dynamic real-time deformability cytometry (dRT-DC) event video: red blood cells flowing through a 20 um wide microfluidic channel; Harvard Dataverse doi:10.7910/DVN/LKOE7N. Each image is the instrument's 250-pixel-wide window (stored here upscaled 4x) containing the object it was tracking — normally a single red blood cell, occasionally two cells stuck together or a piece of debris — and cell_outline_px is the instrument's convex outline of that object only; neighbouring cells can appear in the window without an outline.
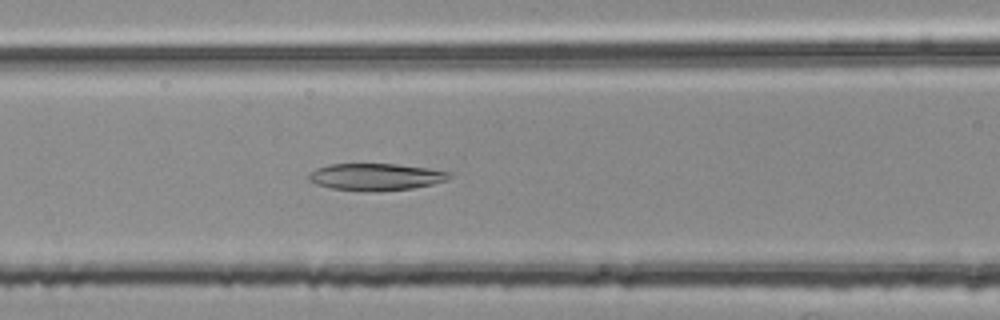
{"species": "common noctule bat (a hibernating species)", "species_latin": "Nyctalus noctula", "temperature_condition": "room temperature", "stored_images_in_passage": 51, "camera_frame_rate_fps": 3000, "um_per_image_px": 0.085, "animal": {"sex": "female", "body_mass_g": 25.1}, "frame": {"image": 1, "passage_image": 21, "time_ms": 6.667, "image_size_px": [1000, 320], "cell_outline_px": [[456, 172], [448, 180], [432, 184], [412, 188], [380, 192], [372, 192], [332, 188], [316, 184], [308, 180], [308, 176], [316, 168], [332, 164], [396, 164], [428, 168]], "centroid_in_image_um": [32.02, 15.04], "position_along_channel_um": 134.6, "area_um2": 22.31}}
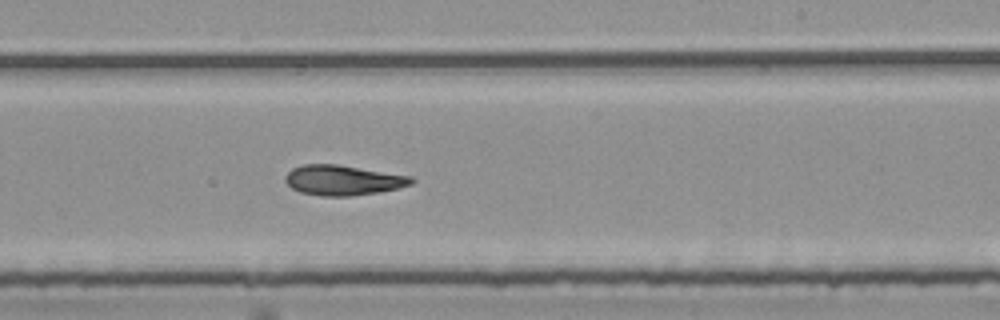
{"frame": {"image": 2, "passage_image": 31, "time_ms": 10.0, "image_size_px": [1000, 320], "cell_outline_px": [[416, 180], [412, 184], [400, 188], [380, 192], [352, 196], [320, 196], [300, 192], [292, 188], [284, 180], [284, 176], [292, 168], [304, 164], [336, 164], [412, 176]], "centroid_in_image_um": [29.17, 15.32], "position_along_channel_um": 259.8, "area_um2": 22.31}}
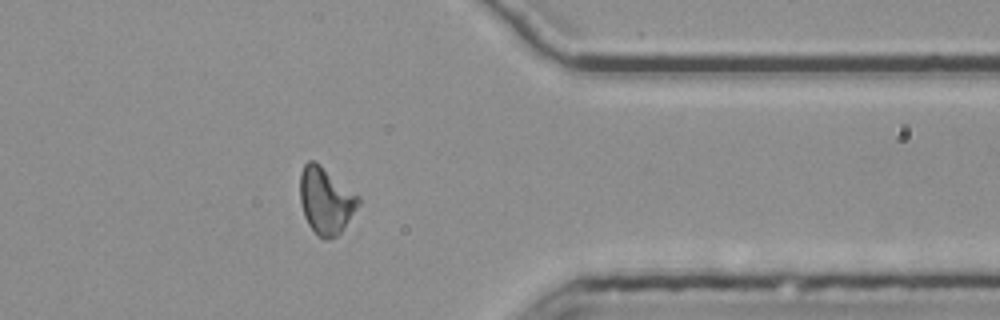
{"frame": {"image": 3, "passage_image": 42, "time_ms": 13.667, "image_size_px": [1000, 320], "cell_outline_px": [[360, 204], [340, 232], [336, 236], [324, 240], [316, 236], [308, 224], [304, 216], [300, 204], [300, 172], [304, 164], [308, 160], [312, 160], [320, 164], [360, 196]], "centroid_in_image_um": [27.67, 17.05], "position_along_channel_um": 383.7, "area_um2": 22.83}}